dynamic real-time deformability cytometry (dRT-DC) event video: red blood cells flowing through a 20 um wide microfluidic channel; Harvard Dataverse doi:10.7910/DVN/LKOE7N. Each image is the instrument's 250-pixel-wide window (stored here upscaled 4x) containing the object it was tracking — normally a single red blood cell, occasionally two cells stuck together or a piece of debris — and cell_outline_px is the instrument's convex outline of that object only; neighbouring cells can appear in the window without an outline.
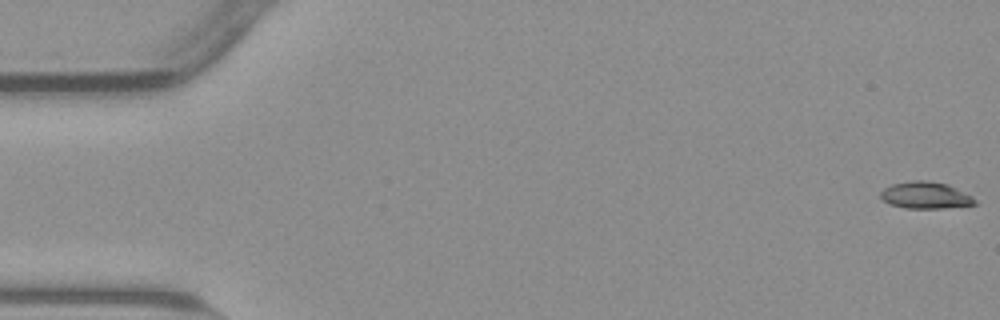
{"species": "common noctule bat (a hibernating species)", "species_latin": "Nyctalus noctula", "temperature_condition": "warm", "stored_images_in_passage": 55, "camera_frame_rate_fps": 3000, "um_per_image_px": 0.085, "animal": {"sex": "male", "body_mass_g": 23.1, "forearm_length_mm": 52.7}, "frame": {"image": 1, "passage_image": 1, "time_ms": 0.0, "image_size_px": [1000, 320], "cell_outline_px": [[976, 204], [944, 208], [904, 208], [888, 204], [880, 196], [880, 192], [884, 188], [892, 184], [912, 180], [928, 180], [948, 184], [972, 196], [976, 200]], "centroid_in_image_um": [78.65, 16.59], "position_along_channel_um": 6.4, "area_um2": 14.8}}
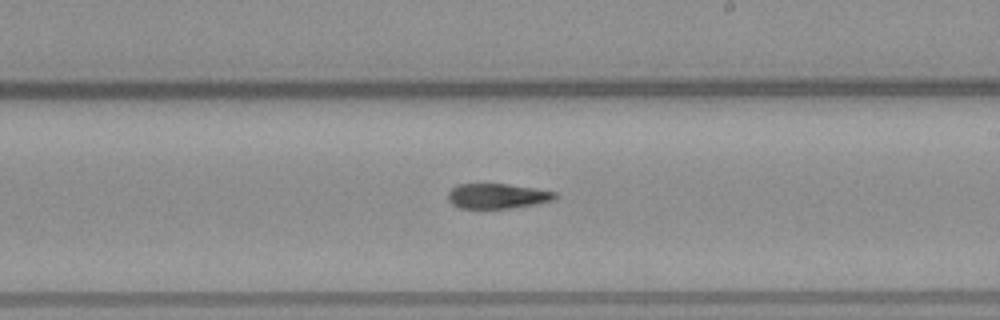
{"frame": {"image": 2, "passage_image": 32, "time_ms": 10.333, "image_size_px": [1000, 320], "cell_outline_px": [[560, 196], [556, 200], [536, 204], [508, 208], [460, 208], [452, 204], [448, 200], [448, 192], [456, 184], [508, 184], [536, 188], [556, 192]], "centroid_in_image_um": [42.32, 16.66], "position_along_channel_um": 246.7, "area_um2": 15.78}}
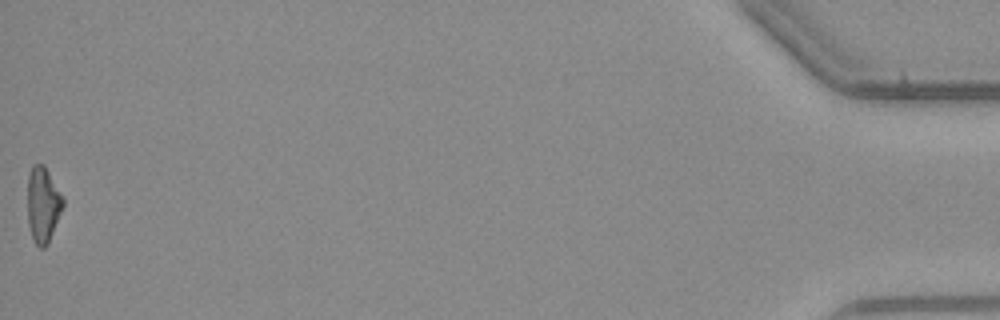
{"frame": {"image": 3, "passage_image": 55, "time_ms": 18.0, "image_size_px": [1000, 320], "cell_outline_px": [[64, 204], [48, 244], [44, 248], [40, 248], [32, 240], [28, 224], [28, 172], [32, 164], [44, 164], [64, 196]], "centroid_in_image_um": [3.65, 17.37], "position_along_channel_um": 431.5, "area_um2": 15.9}}